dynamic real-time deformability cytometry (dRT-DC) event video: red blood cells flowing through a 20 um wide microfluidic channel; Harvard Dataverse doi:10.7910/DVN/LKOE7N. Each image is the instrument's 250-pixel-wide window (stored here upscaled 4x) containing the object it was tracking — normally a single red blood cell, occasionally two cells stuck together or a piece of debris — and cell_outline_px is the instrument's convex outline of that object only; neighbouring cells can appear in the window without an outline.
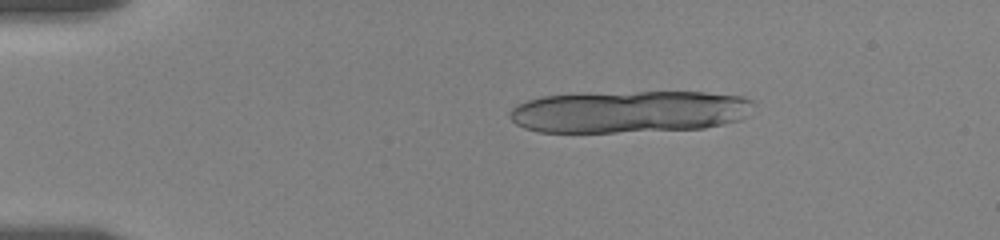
{"species": "human", "species_latin": "Homo sapiens", "temperature_condition": "room temperature", "stored_images_in_passage": 17, "camera_frame_rate_fps": 3000, "um_per_image_px": 0.085, "donor": {"sex": "female"}, "frame": {"image": 1, "passage_image": 10, "time_ms": 3.0, "image_size_px": [1000, 240], "cell_outline_px": [[756, 104], [748, 116], [740, 120], [724, 124], [704, 128], [616, 132], [540, 132], [524, 128], [516, 124], [508, 116], [508, 112], [516, 104], [540, 96], [580, 92], [704, 92], [744, 96], [752, 100]], "centroid_in_image_um": [53.48, 9.47], "position_along_channel_um": 31.5, "area_um2": 60.92}}